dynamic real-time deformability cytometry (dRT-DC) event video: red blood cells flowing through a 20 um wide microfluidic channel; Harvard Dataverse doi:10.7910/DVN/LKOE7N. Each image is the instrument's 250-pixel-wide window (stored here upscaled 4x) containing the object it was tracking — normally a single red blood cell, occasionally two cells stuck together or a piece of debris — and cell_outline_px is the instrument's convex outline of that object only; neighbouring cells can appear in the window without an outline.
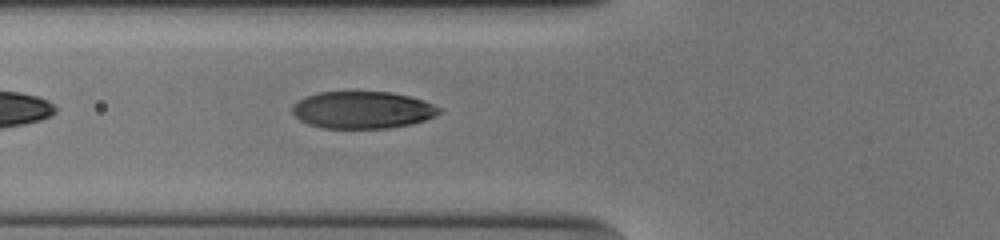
{"species": "human", "species_latin": "Homo sapiens", "temperature_condition": "cold", "stored_images_in_passage": 14, "camera_frame_rate_fps": 3000, "um_per_image_px": 0.085, "donor": {"sex": "male"}, "frame": {"image": 1, "passage_image": 5, "time_ms": 1.333, "image_size_px": [1000, 240], "cell_outline_px": [[444, 112], [436, 116], [412, 124], [388, 128], [324, 128], [308, 124], [300, 120], [292, 112], [292, 104], [308, 96], [320, 92], [388, 92], [408, 96], [424, 100], [440, 108]], "centroid_in_image_um": [30.84, 9.35], "position_along_channel_um": 95.0, "area_um2": 31.73}}
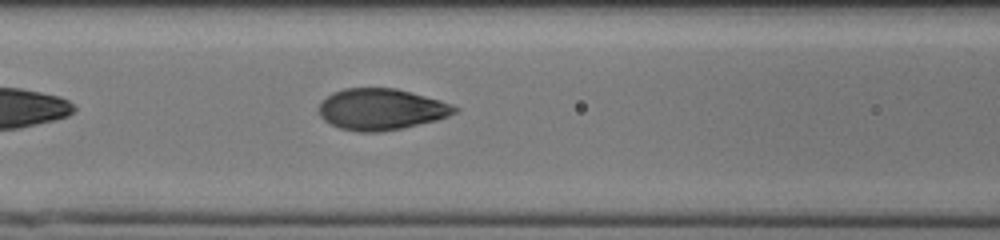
{"frame": {"image": 2, "passage_image": 8, "time_ms": 2.333, "image_size_px": [1000, 240], "cell_outline_px": [[460, 108], [456, 112], [448, 116], [436, 120], [400, 128], [380, 132], [356, 132], [340, 128], [324, 120], [320, 116], [320, 104], [332, 92], [344, 88], [396, 88], [440, 100], [452, 104]], "centroid_in_image_um": [32.41, 9.29], "position_along_channel_um": 134.2, "area_um2": 32.48}}
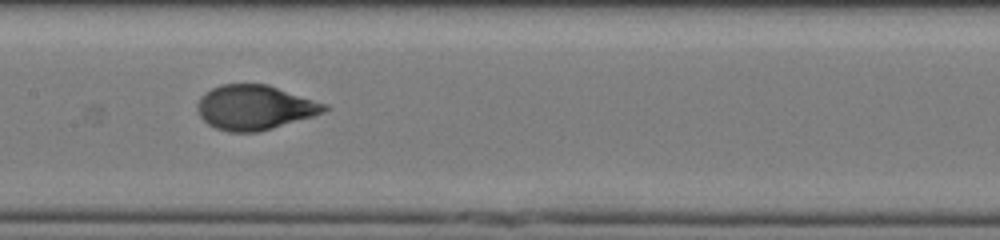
{"frame": {"image": 3, "passage_image": 12, "time_ms": 3.667, "image_size_px": [1000, 240], "cell_outline_px": [[332, 108], [324, 112], [312, 116], [260, 132], [228, 132], [216, 128], [208, 124], [200, 116], [196, 108], [196, 104], [200, 96], [212, 88], [220, 84], [268, 84], [328, 104]], "centroid_in_image_um": [21.65, 9.13], "position_along_channel_um": 185.7, "area_um2": 33.29}}